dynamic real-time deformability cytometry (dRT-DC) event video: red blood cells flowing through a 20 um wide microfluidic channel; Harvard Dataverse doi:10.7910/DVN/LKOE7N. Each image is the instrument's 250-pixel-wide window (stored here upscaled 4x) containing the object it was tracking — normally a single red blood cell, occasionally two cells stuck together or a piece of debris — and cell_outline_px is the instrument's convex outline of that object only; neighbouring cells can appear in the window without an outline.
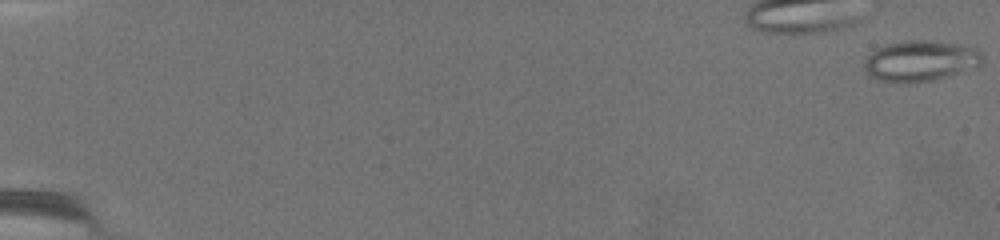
{"species": "common noctule bat (a hibernating species)", "species_latin": "Nyctalus noctula", "temperature_condition": "warm", "stored_images_in_passage": 74, "camera_frame_rate_fps": 3000, "um_per_image_px": 0.085, "animal": {"sex": "female", "body_mass_g": 19.5, "forearm_length_mm": 54.1}, "frame": {"image": 1, "passage_image": 1, "time_ms": 0.0, "image_size_px": [1000, 240], "cell_outline_px": [[984, 60], [976, 68], [948, 76], [932, 80], [908, 84], [904, 84], [880, 80], [868, 76], [864, 68], [864, 60], [876, 48], [888, 44], [908, 40], [932, 40], [956, 44], [976, 48], [984, 56]], "centroid_in_image_um": [78.24, 5.19], "position_along_channel_um": 6.8, "area_um2": 28.38}}
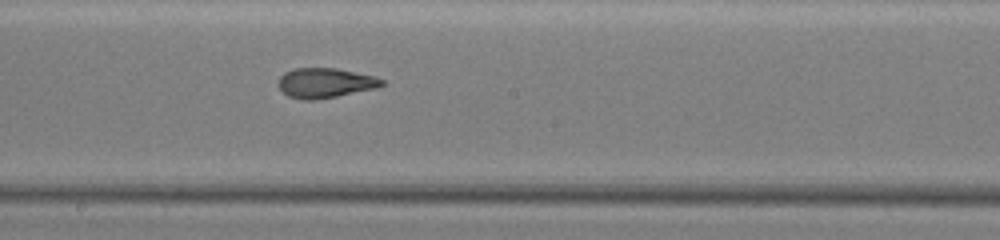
{"frame": {"image": 2, "passage_image": 44, "time_ms": 14.333, "image_size_px": [1000, 240], "cell_outline_px": [[384, 84], [376, 88], [316, 100], [304, 100], [288, 96], [280, 88], [280, 76], [284, 72], [296, 68], [336, 68], [376, 76], [384, 80]], "centroid_in_image_um": [27.66, 7.04], "position_along_channel_um": 220.5, "area_um2": 17.86}}
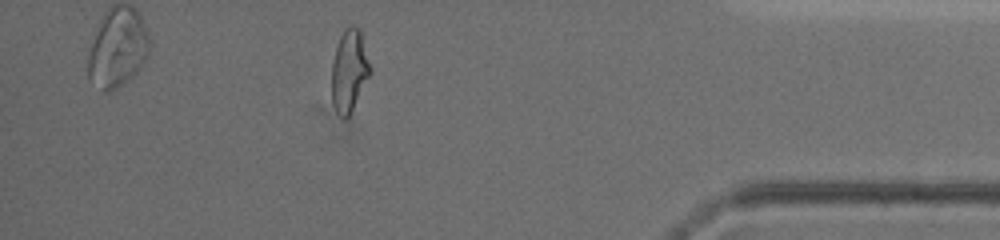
{"frame": {"image": 3, "passage_image": 66, "time_ms": 21.667, "image_size_px": [1000, 240], "cell_outline_px": [[372, 72], [348, 116], [344, 120], [336, 112], [332, 104], [332, 64], [336, 48], [340, 36], [344, 28], [352, 24], [360, 28], [372, 68]], "centroid_in_image_um": [29.7, 5.97], "position_along_channel_um": 405.5, "area_um2": 18.61}, "authors_computed_cell_mechanics": {"area_um2": 19.2474, "velocity_mm_per_s": 2.9783, "shape_relaxation_time_tau1_ms": null, "shape_relaxation_time_tau2_ms": 1.9189, "deformation_change_tau1": null, "deformation_change_tau2": 0.0785}}